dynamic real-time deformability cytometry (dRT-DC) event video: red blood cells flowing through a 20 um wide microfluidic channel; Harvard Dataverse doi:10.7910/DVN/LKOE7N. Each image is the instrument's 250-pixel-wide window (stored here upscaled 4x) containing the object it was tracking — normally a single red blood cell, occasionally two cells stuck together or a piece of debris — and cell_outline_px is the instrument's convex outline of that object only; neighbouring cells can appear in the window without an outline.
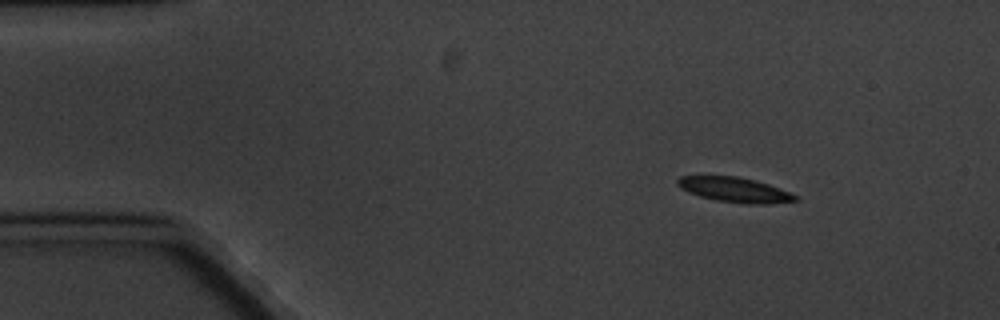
{"species": "common noctule bat (a hibernating species)", "species_latin": "Nyctalus noctula", "temperature_condition": "cold", "stored_images_in_passage": 8, "camera_frame_rate_fps": 3000, "um_per_image_px": 0.085, "animal": {"sex": "male", "body_mass_g": 20.1, "forearm_length_mm": 53.5}, "frame": {"image": 1, "passage_image": 1, "time_ms": 0.0, "image_size_px": [1000, 320], "cell_outline_px": [[800, 200], [772, 204], [744, 204], [716, 200], [700, 196], [688, 192], [680, 188], [676, 184], [676, 180], [680, 176], [736, 176], [756, 180], [768, 184], [800, 196]], "centroid_in_image_um": [62.48, 16.14], "position_along_channel_um": 22.5, "area_um2": 17.28}}
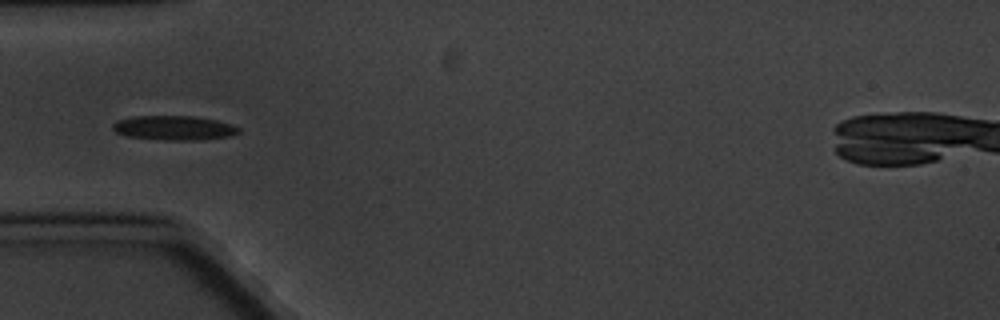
{"frame": {"image": 2, "passage_image": 4, "time_ms": 3.667, "image_size_px": [1000, 320], "cell_outline_px": [[240, 132], [232, 136], [204, 140], [164, 140], [128, 136], [116, 132], [112, 128], [112, 124], [116, 120], [132, 116], [192, 116], [216, 120], [232, 124], [240, 128]], "centroid_in_image_um": [14.81, 10.87], "position_along_channel_um": 70.2, "area_um2": 18.09}}